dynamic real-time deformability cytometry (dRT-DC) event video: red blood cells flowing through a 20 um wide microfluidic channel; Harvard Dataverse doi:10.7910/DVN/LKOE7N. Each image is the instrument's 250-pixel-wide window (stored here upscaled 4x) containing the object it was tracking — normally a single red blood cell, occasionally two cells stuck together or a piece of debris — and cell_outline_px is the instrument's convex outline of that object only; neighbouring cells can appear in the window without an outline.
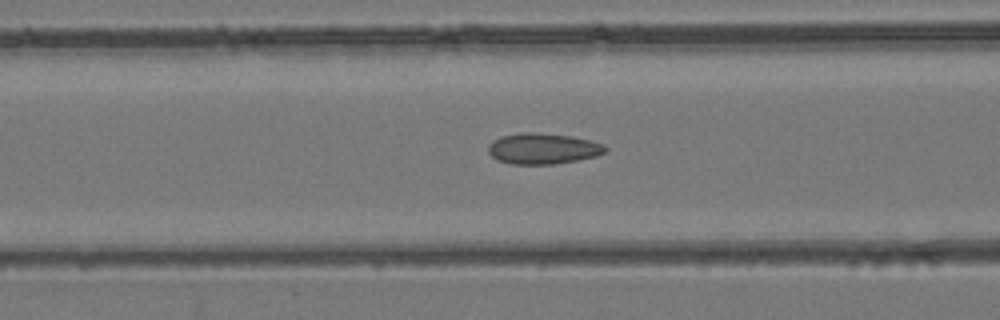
{"species": "common noctule bat (a hibernating species)", "species_latin": "Nyctalus noctula", "temperature_condition": "room temperature", "stored_images_in_passage": 48, "camera_frame_rate_fps": 3000, "um_per_image_px": 0.085, "animal": {"sex": "female", "body_mass_g": 24.6, "forearm_length_mm": 56.2}, "frame": {"image": 1, "passage_image": 20, "time_ms": 6.333, "image_size_px": [1000, 320], "cell_outline_px": [[608, 148], [604, 152], [596, 156], [556, 164], [512, 164], [496, 160], [488, 152], [488, 144], [492, 140], [500, 136], [520, 132], [536, 132], [572, 136], [592, 140], [604, 144]], "centroid_in_image_um": [46.13, 12.62], "position_along_channel_um": 120.5, "area_um2": 21.33}}
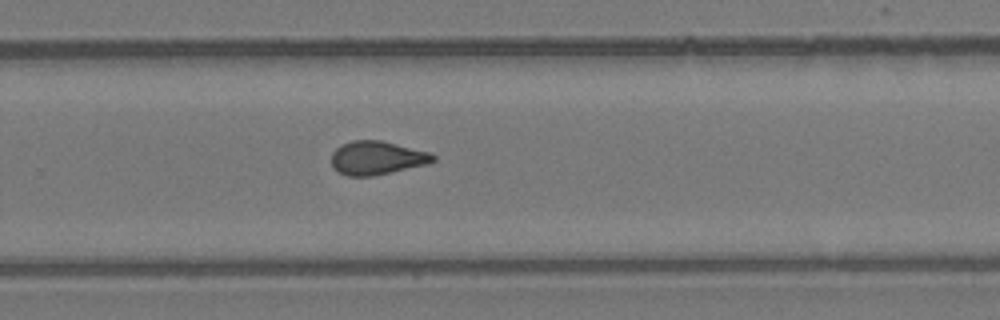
{"frame": {"image": 2, "passage_image": 32, "time_ms": 10.333, "image_size_px": [1000, 320], "cell_outline_px": [[436, 160], [428, 164], [372, 176], [348, 176], [332, 168], [332, 152], [340, 144], [352, 140], [380, 140], [432, 152], [436, 156]], "centroid_in_image_um": [32.05, 13.41], "position_along_channel_um": 297.7, "area_um2": 20.06}}
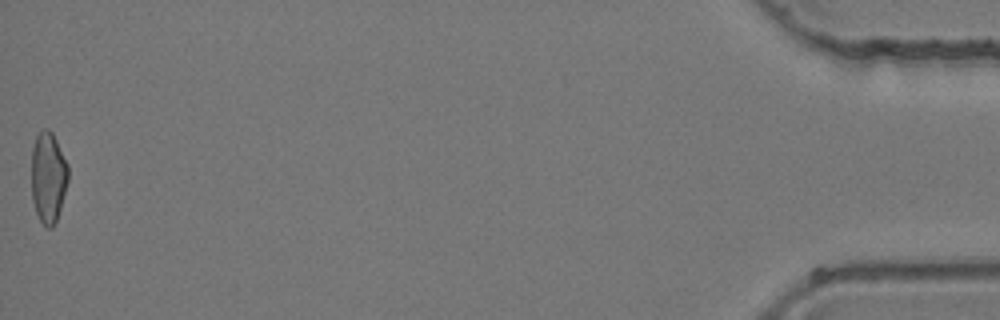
{"frame": {"image": 3, "passage_image": 48, "time_ms": 15.667, "image_size_px": [1000, 320], "cell_outline_px": [[68, 180], [60, 208], [56, 220], [52, 228], [44, 228], [36, 212], [32, 200], [32, 148], [36, 136], [44, 128], [48, 128], [52, 132], [68, 164]], "centroid_in_image_um": [4.09, 15.08], "position_along_channel_um": 431.1, "area_um2": 19.42}}